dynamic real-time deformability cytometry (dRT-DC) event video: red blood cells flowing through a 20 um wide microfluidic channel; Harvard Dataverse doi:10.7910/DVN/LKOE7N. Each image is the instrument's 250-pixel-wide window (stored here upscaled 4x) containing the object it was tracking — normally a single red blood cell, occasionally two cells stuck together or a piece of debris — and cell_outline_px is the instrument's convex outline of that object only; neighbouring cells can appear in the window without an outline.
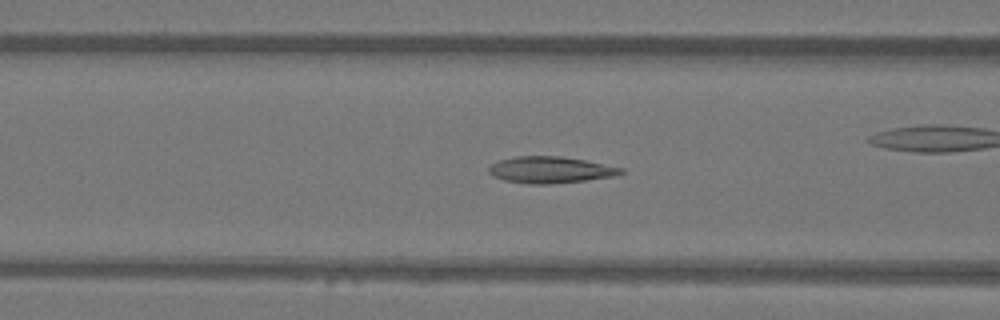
{"species": "Egyptian fruit bat (a non-hibernating species)", "species_latin": "Rousettus aegyptiacus", "temperature_condition": "warm", "stored_images_in_passage": 40, "camera_frame_rate_fps": 3000, "um_per_image_px": 0.085, "animal": {"sex": "female"}, "frame": {"image": 1, "passage_image": 9, "time_ms": 2.667, "image_size_px": [1000, 320], "cell_outline_px": [[624, 172], [612, 176], [584, 180], [548, 184], [528, 184], [504, 180], [492, 176], [488, 172], [488, 168], [492, 164], [500, 160], [516, 156], [560, 156], [584, 160], [624, 168]], "centroid_in_image_um": [46.74, 14.43], "position_along_channel_um": 119.9, "area_um2": 20.23}}
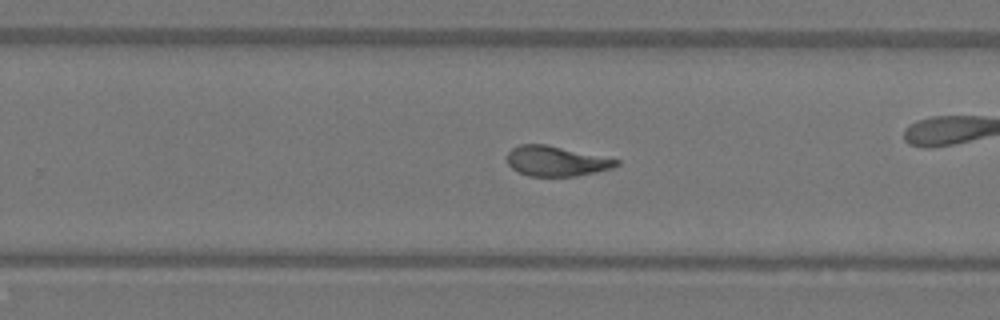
{"frame": {"image": 2, "passage_image": 21, "time_ms": 6.667, "image_size_px": [1000, 320], "cell_outline_px": [[620, 164], [612, 168], [596, 172], [576, 176], [528, 176], [512, 168], [508, 164], [508, 152], [512, 148], [520, 144], [544, 144], [620, 160]], "centroid_in_image_um": [47.27, 13.7], "position_along_channel_um": 282.5, "area_um2": 18.9}}
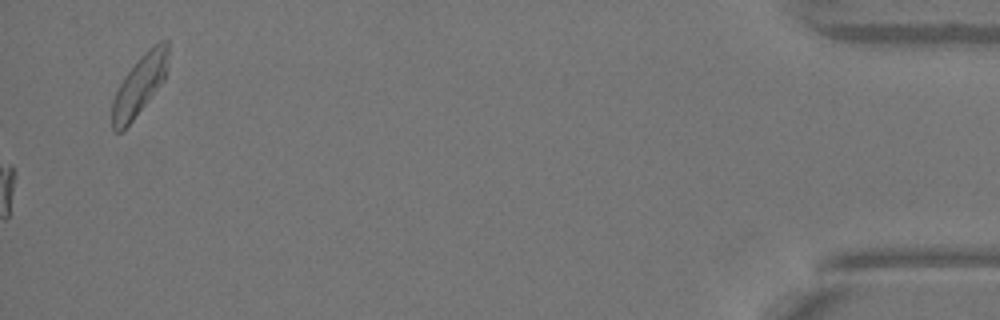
{"frame": {"image": 3, "passage_image": 40, "time_ms": 13.0, "image_size_px": [1000, 320], "cell_outline_px": [[168, 52], [164, 80], [152, 96], [132, 120], [120, 132], [112, 132], [112, 100], [124, 76], [144, 52], [152, 44], [160, 40], [168, 40]], "centroid_in_image_um": [11.85, 7.21], "position_along_channel_um": 423.3, "area_um2": 19.31}, "authors_computed_cell_mechanics": {"area_um2": 19.5942, "velocity_mm_per_s": 4.089, "shape_relaxation_time_tau1_ms": 9.8778, "shape_relaxation_time_tau2_ms": 1.9005, "deformation_change_tau1": 0.3056, "deformation_change_tau2": 0.099}}